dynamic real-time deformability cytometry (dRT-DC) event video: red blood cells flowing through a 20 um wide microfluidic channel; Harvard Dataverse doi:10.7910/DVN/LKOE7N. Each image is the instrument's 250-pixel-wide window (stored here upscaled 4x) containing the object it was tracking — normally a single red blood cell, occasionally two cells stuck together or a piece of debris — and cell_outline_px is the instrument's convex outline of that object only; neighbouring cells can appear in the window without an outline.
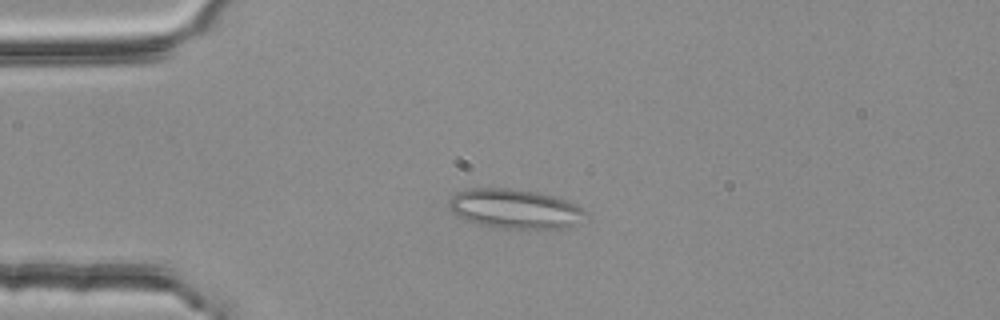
{"species": "common noctule bat (a hibernating species)", "species_latin": "Nyctalus noctula", "temperature_condition": "room temperature", "stored_images_in_passage": 51, "camera_frame_rate_fps": 3000, "um_per_image_px": 0.085, "animal": {"sex": "female", "body_mass_g": 25.1}, "frame": {"image": 1, "passage_image": 12, "time_ms": 3.667, "image_size_px": [1000, 320], "cell_outline_px": [[584, 212], [572, 224], [560, 228], [496, 228], [480, 224], [468, 220], [452, 212], [448, 208], [448, 200], [456, 192], [472, 188], [508, 188], [536, 192], [552, 196], [576, 204], [584, 208]], "centroid_in_image_um": [43.66, 17.73], "position_along_channel_um": 41.3, "area_um2": 30.69}}
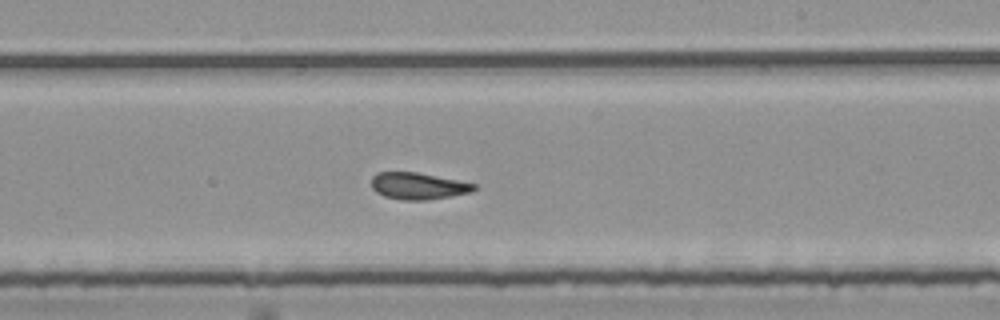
{"frame": {"image": 2, "passage_image": 31, "time_ms": 10.0, "image_size_px": [1000, 320], "cell_outline_px": [[476, 188], [472, 192], [424, 200], [400, 200], [384, 196], [376, 192], [372, 188], [372, 176], [376, 172], [416, 172], [476, 184]], "centroid_in_image_um": [35.5, 15.81], "position_along_channel_um": 253.5, "area_um2": 15.84}}
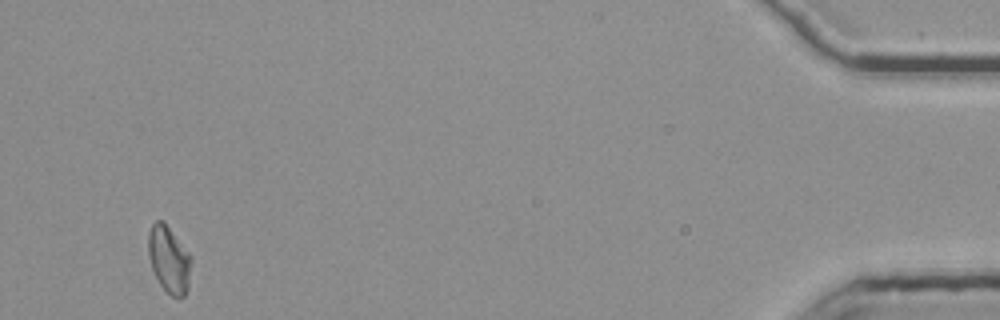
{"frame": {"image": 3, "passage_image": 51, "time_ms": 16.667, "image_size_px": [1000, 320], "cell_outline_px": [[192, 260], [188, 288], [184, 296], [172, 296], [160, 284], [152, 268], [148, 256], [148, 232], [152, 224], [156, 220], [164, 220], [192, 256]], "centroid_in_image_um": [14.37, 22.0], "position_along_channel_um": 420.8, "area_um2": 16.82}, "authors_computed_cell_mechanics": {"area_um2": 16.8198, "velocity_mm_per_s": 3.749, "shape_relaxation_time_tau1_ms": null, "shape_relaxation_time_tau2_ms": 1.4701, "deformation_change_tau1": null, "deformation_change_tau2": 0.0922}}